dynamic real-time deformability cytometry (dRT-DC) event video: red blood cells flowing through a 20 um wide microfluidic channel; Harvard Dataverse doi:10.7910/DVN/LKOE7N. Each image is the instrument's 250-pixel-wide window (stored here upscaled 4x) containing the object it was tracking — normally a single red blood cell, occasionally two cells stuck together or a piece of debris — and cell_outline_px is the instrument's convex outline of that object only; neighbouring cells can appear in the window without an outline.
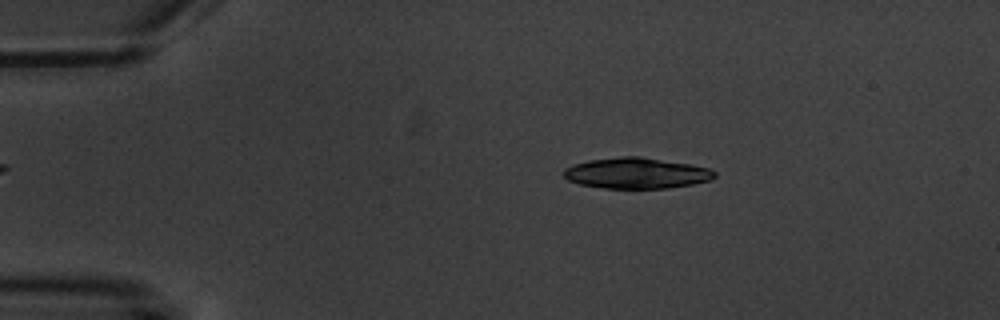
{"species": "common noctule bat (a hibernating species)", "species_latin": "Nyctalus noctula", "temperature_condition": "warm", "stored_images_in_passage": 5, "camera_frame_rate_fps": 3000, "um_per_image_px": 0.085, "animal": {"sex": "male", "body_mass_g": 20.1, "forearm_length_mm": 53.5}, "frame": {"image": 1, "passage_image": 2, "time_ms": 1.0, "image_size_px": [1000, 320], "cell_outline_px": [[716, 176], [712, 180], [692, 184], [668, 188], [604, 188], [580, 184], [568, 180], [564, 176], [564, 168], [572, 164], [588, 160], [620, 156], [640, 156], [692, 164], [712, 168], [716, 172]], "centroid_in_image_um": [54.13, 14.7], "position_along_channel_um": 30.9, "area_um2": 27.4}}
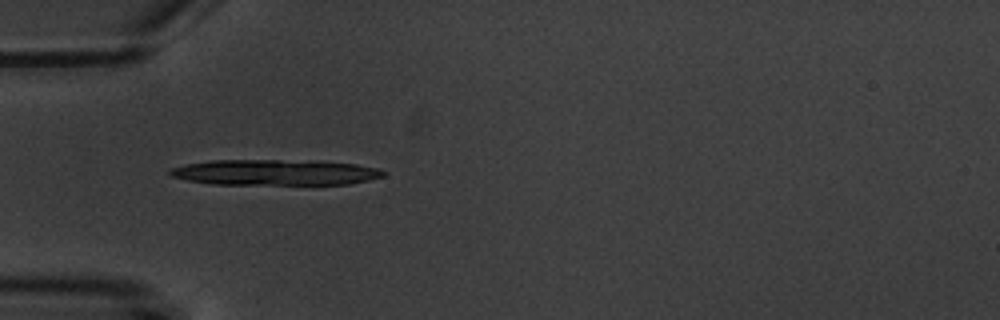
{"frame": {"image": 2, "passage_image": 4, "time_ms": 3.333, "image_size_px": [1000, 320], "cell_outline_px": [[388, 172], [384, 176], [368, 180], [348, 184], [212, 184], [188, 180], [172, 176], [168, 172], [172, 168], [184, 164], [212, 160], [308, 160], [356, 164], [380, 168]], "centroid_in_image_um": [23.43, 14.64], "position_along_channel_um": 61.6, "area_um2": 32.02}}